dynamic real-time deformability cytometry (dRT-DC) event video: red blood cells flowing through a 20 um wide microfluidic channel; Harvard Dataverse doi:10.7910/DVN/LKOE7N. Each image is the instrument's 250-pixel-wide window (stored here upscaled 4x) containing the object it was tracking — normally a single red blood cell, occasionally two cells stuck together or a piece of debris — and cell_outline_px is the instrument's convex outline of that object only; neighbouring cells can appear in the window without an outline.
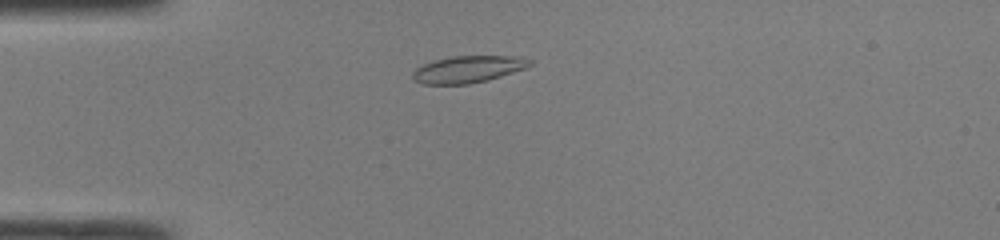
{"species": "common noctule bat (a hibernating species)", "species_latin": "Nyctalus noctula", "temperature_condition": "room temperature", "stored_images_in_passage": 42, "camera_frame_rate_fps": 3000, "um_per_image_px": 0.085, "animal": {"sex": "male", "body_mass_g": 19.0, "forearm_length_mm": 50.8}, "frame": {"image": 1, "passage_image": 7, "time_ms": 2.0, "image_size_px": [1000, 240], "cell_outline_px": [[532, 64], [528, 68], [488, 80], [468, 84], [424, 84], [412, 80], [412, 72], [416, 68], [432, 60], [452, 56], [512, 56], [532, 60]], "centroid_in_image_um": [39.77, 5.89], "position_along_channel_um": 45.2, "area_um2": 18.5}}
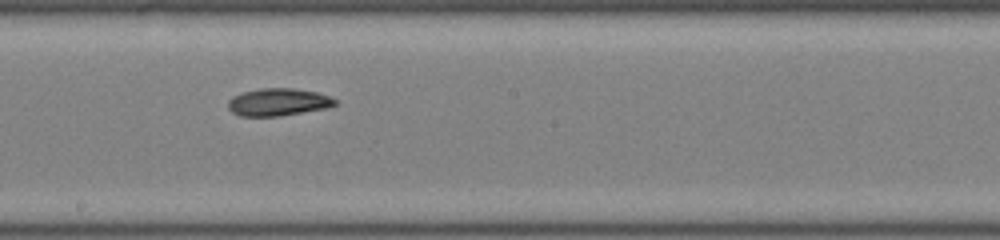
{"frame": {"image": 2, "passage_image": 21, "time_ms": 6.667, "image_size_px": [1000, 240], "cell_outline_px": [[336, 104], [328, 108], [280, 116], [240, 116], [232, 112], [228, 108], [228, 100], [232, 96], [240, 92], [260, 88], [292, 88], [316, 92], [328, 96], [336, 100]], "centroid_in_image_um": [23.6, 8.67], "position_along_channel_um": 224.6, "area_um2": 17.22}}
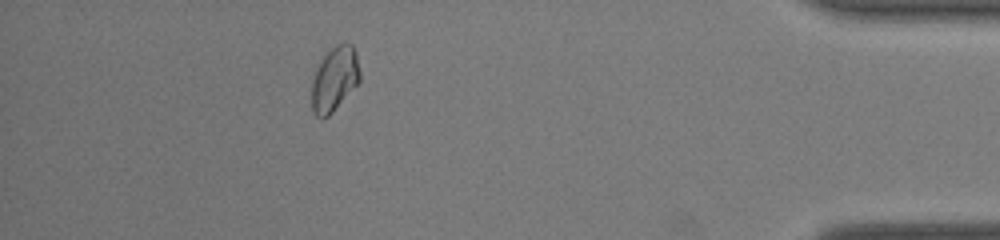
{"frame": {"image": 3, "passage_image": 37, "time_ms": 12.0, "image_size_px": [1000, 240], "cell_outline_px": [[360, 80], [332, 112], [328, 116], [316, 116], [312, 112], [312, 72], [320, 60], [336, 44], [352, 44], [356, 52], [360, 72]], "centroid_in_image_um": [28.41, 6.69], "position_along_channel_um": 406.8, "area_um2": 17.98}, "authors_computed_cell_mechanics": {"area_um2": 17.6001, "velocity_mm_per_s": 4.2935, "shape_relaxation_time_tau1_ms": 4.1787, "shape_relaxation_time_tau2_ms": 5.3143, "deformation_change_tau1": 0.1107, "deformation_change_tau2": 0.0957}}